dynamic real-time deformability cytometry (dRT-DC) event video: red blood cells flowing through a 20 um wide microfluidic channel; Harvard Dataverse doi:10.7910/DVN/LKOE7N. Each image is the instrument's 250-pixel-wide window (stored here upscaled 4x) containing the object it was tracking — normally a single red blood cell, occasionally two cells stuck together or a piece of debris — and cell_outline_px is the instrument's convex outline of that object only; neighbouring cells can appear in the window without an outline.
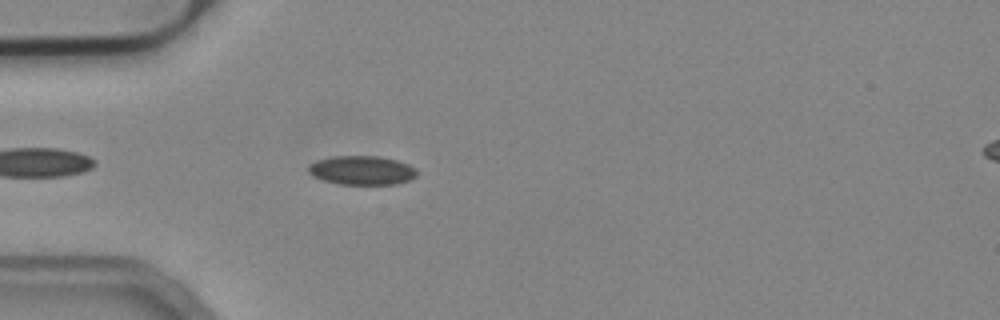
{"species": "common noctule bat (a hibernating species)", "species_latin": "Nyctalus noctula", "temperature_condition": "cold", "stored_images_in_passage": 16, "camera_frame_rate_fps": 3000, "um_per_image_px": 0.085, "animal": {"sex": "male", "body_mass_g": 19.2, "forearm_length_mm": 51.8}, "frame": {"image": 1, "passage_image": 5, "time_ms": 1.333, "image_size_px": [1000, 320], "cell_outline_px": [[416, 176], [408, 180], [396, 184], [340, 184], [324, 180], [312, 176], [308, 172], [308, 164], [316, 160], [332, 156], [380, 156], [396, 160], [408, 164], [416, 168]], "centroid_in_image_um": [30.73, 14.47], "position_along_channel_um": 54.3, "area_um2": 18.38}}
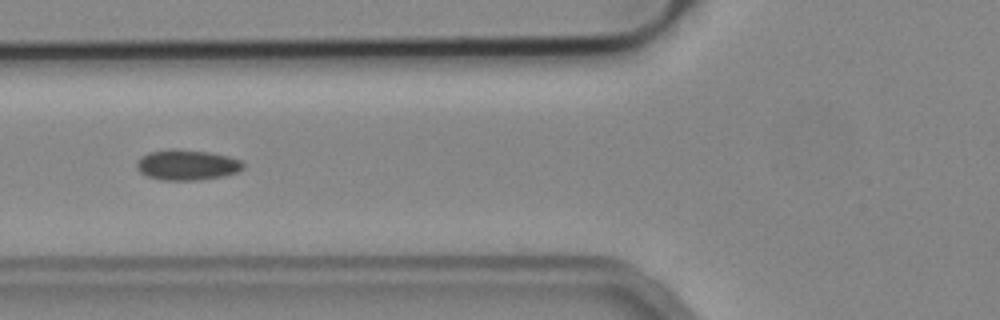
{"frame": {"image": 2, "passage_image": 10, "time_ms": 3.0, "image_size_px": [1000, 320], "cell_outline_px": [[244, 168], [236, 172], [224, 176], [200, 180], [160, 180], [148, 176], [140, 172], [136, 168], [136, 164], [148, 152], [168, 148], [172, 148], [208, 152], [228, 156], [240, 160], [244, 164]], "centroid_in_image_um": [15.9, 14.02], "position_along_channel_um": 109.9, "area_um2": 18.9}}